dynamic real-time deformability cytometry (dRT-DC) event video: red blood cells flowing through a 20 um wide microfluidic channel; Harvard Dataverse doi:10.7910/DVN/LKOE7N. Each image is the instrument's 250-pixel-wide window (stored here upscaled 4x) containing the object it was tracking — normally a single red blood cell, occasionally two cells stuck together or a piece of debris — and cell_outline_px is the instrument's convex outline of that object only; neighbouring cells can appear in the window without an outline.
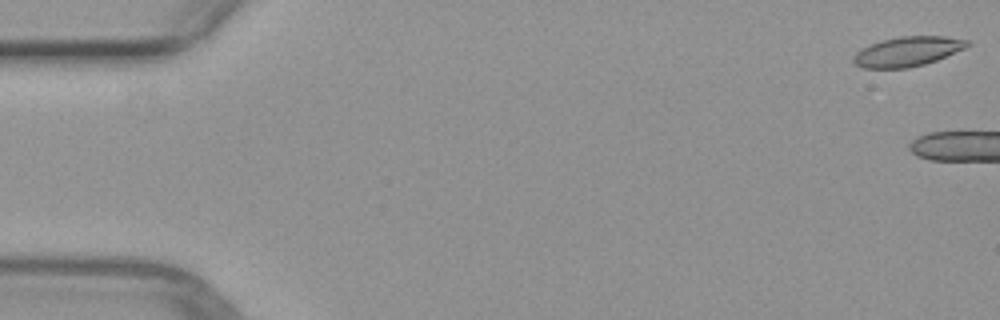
{"species": "common noctule bat (a hibernating species)", "species_latin": "Nyctalus noctula", "temperature_condition": "warm", "stored_images_in_passage": 6, "camera_frame_rate_fps": 3000, "um_per_image_px": 0.085, "animal": {"sex": "female", "body_mass_g": 29.2, "forearm_length_mm": 56.3}, "frame": {"image": 1, "passage_image": 1, "time_ms": 0.0, "image_size_px": [1000, 320], "cell_outline_px": [[972, 44], [964, 48], [936, 60], [924, 64], [908, 68], [864, 68], [856, 64], [852, 60], [852, 56], [860, 48], [884, 40], [900, 36], [944, 36], [968, 40]], "centroid_in_image_um": [77.13, 4.37], "position_along_channel_um": 7.9, "area_um2": 19.54}}